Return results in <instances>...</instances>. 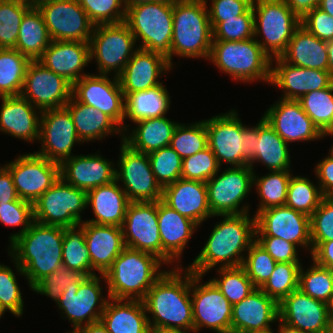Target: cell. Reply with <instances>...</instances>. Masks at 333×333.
I'll return each mask as SVG.
<instances>
[{"label":"cell","instance_id":"obj_1","mask_svg":"<svg viewBox=\"0 0 333 333\" xmlns=\"http://www.w3.org/2000/svg\"><path fill=\"white\" fill-rule=\"evenodd\" d=\"M183 268L167 269L142 300L151 330L194 333L191 270Z\"/></svg>","mask_w":333,"mask_h":333},{"label":"cell","instance_id":"obj_2","mask_svg":"<svg viewBox=\"0 0 333 333\" xmlns=\"http://www.w3.org/2000/svg\"><path fill=\"white\" fill-rule=\"evenodd\" d=\"M223 220L213 226L206 244L187 267L193 273L204 275L219 268L242 266L245 253L255 241L256 218L250 213L220 215ZM244 253V254H243Z\"/></svg>","mask_w":333,"mask_h":333},{"label":"cell","instance_id":"obj_3","mask_svg":"<svg viewBox=\"0 0 333 333\" xmlns=\"http://www.w3.org/2000/svg\"><path fill=\"white\" fill-rule=\"evenodd\" d=\"M64 228L34 221L29 229L8 246L16 272L31 289L43 277L62 265Z\"/></svg>","mask_w":333,"mask_h":333},{"label":"cell","instance_id":"obj_4","mask_svg":"<svg viewBox=\"0 0 333 333\" xmlns=\"http://www.w3.org/2000/svg\"><path fill=\"white\" fill-rule=\"evenodd\" d=\"M163 264L153 254L125 247L104 274L108 296L142 301L152 285L167 271L160 268Z\"/></svg>","mask_w":333,"mask_h":333},{"label":"cell","instance_id":"obj_5","mask_svg":"<svg viewBox=\"0 0 333 333\" xmlns=\"http://www.w3.org/2000/svg\"><path fill=\"white\" fill-rule=\"evenodd\" d=\"M205 0H178L173 3V35L170 66L173 56L180 58H209L213 40Z\"/></svg>","mask_w":333,"mask_h":333},{"label":"cell","instance_id":"obj_6","mask_svg":"<svg viewBox=\"0 0 333 333\" xmlns=\"http://www.w3.org/2000/svg\"><path fill=\"white\" fill-rule=\"evenodd\" d=\"M272 58L253 37L241 41L212 40L208 61L236 82L270 83ZM259 80V81H258Z\"/></svg>","mask_w":333,"mask_h":333},{"label":"cell","instance_id":"obj_7","mask_svg":"<svg viewBox=\"0 0 333 333\" xmlns=\"http://www.w3.org/2000/svg\"><path fill=\"white\" fill-rule=\"evenodd\" d=\"M125 23L135 41H141L138 48L160 53L170 64L173 4L148 2L128 7Z\"/></svg>","mask_w":333,"mask_h":333},{"label":"cell","instance_id":"obj_8","mask_svg":"<svg viewBox=\"0 0 333 333\" xmlns=\"http://www.w3.org/2000/svg\"><path fill=\"white\" fill-rule=\"evenodd\" d=\"M252 8L254 38L271 58L280 57L301 25V19L284 0H253Z\"/></svg>","mask_w":333,"mask_h":333},{"label":"cell","instance_id":"obj_9","mask_svg":"<svg viewBox=\"0 0 333 333\" xmlns=\"http://www.w3.org/2000/svg\"><path fill=\"white\" fill-rule=\"evenodd\" d=\"M135 37L125 23L95 25L89 40L90 61H96L99 75L118 77L138 49Z\"/></svg>","mask_w":333,"mask_h":333},{"label":"cell","instance_id":"obj_10","mask_svg":"<svg viewBox=\"0 0 333 333\" xmlns=\"http://www.w3.org/2000/svg\"><path fill=\"white\" fill-rule=\"evenodd\" d=\"M87 192L66 183L61 177L33 204L34 221L63 228L83 222Z\"/></svg>","mask_w":333,"mask_h":333},{"label":"cell","instance_id":"obj_11","mask_svg":"<svg viewBox=\"0 0 333 333\" xmlns=\"http://www.w3.org/2000/svg\"><path fill=\"white\" fill-rule=\"evenodd\" d=\"M219 172L206 182L209 209L213 217L250 213V205L243 203V200L250 194L251 187H254L255 171L245 165L227 167Z\"/></svg>","mask_w":333,"mask_h":333},{"label":"cell","instance_id":"obj_12","mask_svg":"<svg viewBox=\"0 0 333 333\" xmlns=\"http://www.w3.org/2000/svg\"><path fill=\"white\" fill-rule=\"evenodd\" d=\"M117 160L116 181L121 184L130 202L162 200L163 188L157 182L148 154L133 150L123 139Z\"/></svg>","mask_w":333,"mask_h":333},{"label":"cell","instance_id":"obj_13","mask_svg":"<svg viewBox=\"0 0 333 333\" xmlns=\"http://www.w3.org/2000/svg\"><path fill=\"white\" fill-rule=\"evenodd\" d=\"M101 279L106 280L104 274L85 276L79 286H68L55 303L73 326L72 330L99 322L105 309L108 295L102 296ZM107 298V299H106ZM97 307V308H96ZM63 312V313H62Z\"/></svg>","mask_w":333,"mask_h":333},{"label":"cell","instance_id":"obj_14","mask_svg":"<svg viewBox=\"0 0 333 333\" xmlns=\"http://www.w3.org/2000/svg\"><path fill=\"white\" fill-rule=\"evenodd\" d=\"M72 96L78 102L105 113L123 133L130 129L125 123V96L118 77L113 75L110 79L108 75L90 73L72 85Z\"/></svg>","mask_w":333,"mask_h":333},{"label":"cell","instance_id":"obj_15","mask_svg":"<svg viewBox=\"0 0 333 333\" xmlns=\"http://www.w3.org/2000/svg\"><path fill=\"white\" fill-rule=\"evenodd\" d=\"M202 277L191 271L194 333L202 328L231 333L232 305L211 280L199 283Z\"/></svg>","mask_w":333,"mask_h":333},{"label":"cell","instance_id":"obj_16","mask_svg":"<svg viewBox=\"0 0 333 333\" xmlns=\"http://www.w3.org/2000/svg\"><path fill=\"white\" fill-rule=\"evenodd\" d=\"M208 133V147L216 156L220 167L228 163L231 167L249 165L245 154L243 122L238 112L232 109L226 113L205 119Z\"/></svg>","mask_w":333,"mask_h":333},{"label":"cell","instance_id":"obj_17","mask_svg":"<svg viewBox=\"0 0 333 333\" xmlns=\"http://www.w3.org/2000/svg\"><path fill=\"white\" fill-rule=\"evenodd\" d=\"M4 166L12 175L18 197L32 204L60 177V164L35 152L19 155Z\"/></svg>","mask_w":333,"mask_h":333},{"label":"cell","instance_id":"obj_18","mask_svg":"<svg viewBox=\"0 0 333 333\" xmlns=\"http://www.w3.org/2000/svg\"><path fill=\"white\" fill-rule=\"evenodd\" d=\"M37 8L52 41L89 42L95 25L78 0H49Z\"/></svg>","mask_w":333,"mask_h":333},{"label":"cell","instance_id":"obj_19","mask_svg":"<svg viewBox=\"0 0 333 333\" xmlns=\"http://www.w3.org/2000/svg\"><path fill=\"white\" fill-rule=\"evenodd\" d=\"M38 141L41 148L35 153L58 164L73 156L76 143H83L65 107L41 111Z\"/></svg>","mask_w":333,"mask_h":333},{"label":"cell","instance_id":"obj_20","mask_svg":"<svg viewBox=\"0 0 333 333\" xmlns=\"http://www.w3.org/2000/svg\"><path fill=\"white\" fill-rule=\"evenodd\" d=\"M20 95L40 111L62 108L72 96V84L38 60H31Z\"/></svg>","mask_w":333,"mask_h":333},{"label":"cell","instance_id":"obj_21","mask_svg":"<svg viewBox=\"0 0 333 333\" xmlns=\"http://www.w3.org/2000/svg\"><path fill=\"white\" fill-rule=\"evenodd\" d=\"M255 236H274L312 253L310 217L286 205L270 207L256 216ZM299 245V246H298Z\"/></svg>","mask_w":333,"mask_h":333},{"label":"cell","instance_id":"obj_22","mask_svg":"<svg viewBox=\"0 0 333 333\" xmlns=\"http://www.w3.org/2000/svg\"><path fill=\"white\" fill-rule=\"evenodd\" d=\"M121 228L126 247L161 259L157 202H130Z\"/></svg>","mask_w":333,"mask_h":333},{"label":"cell","instance_id":"obj_23","mask_svg":"<svg viewBox=\"0 0 333 333\" xmlns=\"http://www.w3.org/2000/svg\"><path fill=\"white\" fill-rule=\"evenodd\" d=\"M264 120L289 145L323 139V134L313 124L298 100H279L265 111Z\"/></svg>","mask_w":333,"mask_h":333},{"label":"cell","instance_id":"obj_24","mask_svg":"<svg viewBox=\"0 0 333 333\" xmlns=\"http://www.w3.org/2000/svg\"><path fill=\"white\" fill-rule=\"evenodd\" d=\"M279 320L304 333H328V303L304 294L291 292L278 304Z\"/></svg>","mask_w":333,"mask_h":333},{"label":"cell","instance_id":"obj_25","mask_svg":"<svg viewBox=\"0 0 333 333\" xmlns=\"http://www.w3.org/2000/svg\"><path fill=\"white\" fill-rule=\"evenodd\" d=\"M275 65H274V63ZM271 86L280 87L283 99L298 100L311 91L325 89L333 83L329 71L304 68L288 64L280 57L271 60Z\"/></svg>","mask_w":333,"mask_h":333},{"label":"cell","instance_id":"obj_26","mask_svg":"<svg viewBox=\"0 0 333 333\" xmlns=\"http://www.w3.org/2000/svg\"><path fill=\"white\" fill-rule=\"evenodd\" d=\"M116 164L101 153L73 155L60 164V177L86 192L116 180Z\"/></svg>","mask_w":333,"mask_h":333},{"label":"cell","instance_id":"obj_27","mask_svg":"<svg viewBox=\"0 0 333 333\" xmlns=\"http://www.w3.org/2000/svg\"><path fill=\"white\" fill-rule=\"evenodd\" d=\"M279 319L278 303L256 288L239 303L232 305L231 333L273 331Z\"/></svg>","mask_w":333,"mask_h":333},{"label":"cell","instance_id":"obj_28","mask_svg":"<svg viewBox=\"0 0 333 333\" xmlns=\"http://www.w3.org/2000/svg\"><path fill=\"white\" fill-rule=\"evenodd\" d=\"M157 215L161 238V260L169 266L178 261L175 267L182 266L179 263H181L183 251L199 226L171 209L162 200L157 201Z\"/></svg>","mask_w":333,"mask_h":333},{"label":"cell","instance_id":"obj_29","mask_svg":"<svg viewBox=\"0 0 333 333\" xmlns=\"http://www.w3.org/2000/svg\"><path fill=\"white\" fill-rule=\"evenodd\" d=\"M172 69L164 55L138 48L118 76L121 90L126 96L154 88L162 84L159 79L163 73L166 75Z\"/></svg>","mask_w":333,"mask_h":333},{"label":"cell","instance_id":"obj_30","mask_svg":"<svg viewBox=\"0 0 333 333\" xmlns=\"http://www.w3.org/2000/svg\"><path fill=\"white\" fill-rule=\"evenodd\" d=\"M162 201L198 226L213 218L209 209L206 182L180 178L163 188Z\"/></svg>","mask_w":333,"mask_h":333},{"label":"cell","instance_id":"obj_31","mask_svg":"<svg viewBox=\"0 0 333 333\" xmlns=\"http://www.w3.org/2000/svg\"><path fill=\"white\" fill-rule=\"evenodd\" d=\"M38 61L73 85L90 74L83 71L91 63L89 42L52 41Z\"/></svg>","mask_w":333,"mask_h":333},{"label":"cell","instance_id":"obj_32","mask_svg":"<svg viewBox=\"0 0 333 333\" xmlns=\"http://www.w3.org/2000/svg\"><path fill=\"white\" fill-rule=\"evenodd\" d=\"M0 99V131L22 141H38L41 111L21 95Z\"/></svg>","mask_w":333,"mask_h":333},{"label":"cell","instance_id":"obj_33","mask_svg":"<svg viewBox=\"0 0 333 333\" xmlns=\"http://www.w3.org/2000/svg\"><path fill=\"white\" fill-rule=\"evenodd\" d=\"M84 232L91 267L99 274H105L126 247L122 228L84 222Z\"/></svg>","mask_w":333,"mask_h":333},{"label":"cell","instance_id":"obj_34","mask_svg":"<svg viewBox=\"0 0 333 333\" xmlns=\"http://www.w3.org/2000/svg\"><path fill=\"white\" fill-rule=\"evenodd\" d=\"M129 203L125 191L116 180L98 186L87 192V206L91 207L95 218L83 222L121 227Z\"/></svg>","mask_w":333,"mask_h":333},{"label":"cell","instance_id":"obj_35","mask_svg":"<svg viewBox=\"0 0 333 333\" xmlns=\"http://www.w3.org/2000/svg\"><path fill=\"white\" fill-rule=\"evenodd\" d=\"M100 321L109 333H150L143 301L108 298Z\"/></svg>","mask_w":333,"mask_h":333},{"label":"cell","instance_id":"obj_36","mask_svg":"<svg viewBox=\"0 0 333 333\" xmlns=\"http://www.w3.org/2000/svg\"><path fill=\"white\" fill-rule=\"evenodd\" d=\"M280 58L295 66L328 71L327 41L300 25Z\"/></svg>","mask_w":333,"mask_h":333},{"label":"cell","instance_id":"obj_37","mask_svg":"<svg viewBox=\"0 0 333 333\" xmlns=\"http://www.w3.org/2000/svg\"><path fill=\"white\" fill-rule=\"evenodd\" d=\"M64 107L69 111L77 135L83 143L103 140L112 134H119L123 139L121 128L102 111L78 102L73 96Z\"/></svg>","mask_w":333,"mask_h":333},{"label":"cell","instance_id":"obj_38","mask_svg":"<svg viewBox=\"0 0 333 333\" xmlns=\"http://www.w3.org/2000/svg\"><path fill=\"white\" fill-rule=\"evenodd\" d=\"M178 123L168 119L166 115L142 119L134 123L137 126L132 128L133 130L128 129L124 132L123 141L133 150L148 154L170 145Z\"/></svg>","mask_w":333,"mask_h":333},{"label":"cell","instance_id":"obj_39","mask_svg":"<svg viewBox=\"0 0 333 333\" xmlns=\"http://www.w3.org/2000/svg\"><path fill=\"white\" fill-rule=\"evenodd\" d=\"M255 146V156L249 162L253 171L255 162L265 165L269 171L291 170L289 145L263 117L259 120V136Z\"/></svg>","mask_w":333,"mask_h":333},{"label":"cell","instance_id":"obj_40","mask_svg":"<svg viewBox=\"0 0 333 333\" xmlns=\"http://www.w3.org/2000/svg\"><path fill=\"white\" fill-rule=\"evenodd\" d=\"M169 91L162 84L125 96V118L133 123L146 118L165 116L170 110L172 101Z\"/></svg>","mask_w":333,"mask_h":333},{"label":"cell","instance_id":"obj_41","mask_svg":"<svg viewBox=\"0 0 333 333\" xmlns=\"http://www.w3.org/2000/svg\"><path fill=\"white\" fill-rule=\"evenodd\" d=\"M51 42L40 10L32 6L22 19L15 49L30 60H38Z\"/></svg>","mask_w":333,"mask_h":333},{"label":"cell","instance_id":"obj_42","mask_svg":"<svg viewBox=\"0 0 333 333\" xmlns=\"http://www.w3.org/2000/svg\"><path fill=\"white\" fill-rule=\"evenodd\" d=\"M30 62L15 48H0V97L21 94Z\"/></svg>","mask_w":333,"mask_h":333},{"label":"cell","instance_id":"obj_43","mask_svg":"<svg viewBox=\"0 0 333 333\" xmlns=\"http://www.w3.org/2000/svg\"><path fill=\"white\" fill-rule=\"evenodd\" d=\"M62 265L85 276L95 275L91 267L89 251L85 243L84 222L74 227L64 228L62 243Z\"/></svg>","mask_w":333,"mask_h":333},{"label":"cell","instance_id":"obj_44","mask_svg":"<svg viewBox=\"0 0 333 333\" xmlns=\"http://www.w3.org/2000/svg\"><path fill=\"white\" fill-rule=\"evenodd\" d=\"M269 172L264 176H257L256 172L253 174V185L260 197L254 216L264 209L286 204L291 170Z\"/></svg>","mask_w":333,"mask_h":333},{"label":"cell","instance_id":"obj_45","mask_svg":"<svg viewBox=\"0 0 333 333\" xmlns=\"http://www.w3.org/2000/svg\"><path fill=\"white\" fill-rule=\"evenodd\" d=\"M298 101L323 137L333 136V83L325 89L306 93Z\"/></svg>","mask_w":333,"mask_h":333},{"label":"cell","instance_id":"obj_46","mask_svg":"<svg viewBox=\"0 0 333 333\" xmlns=\"http://www.w3.org/2000/svg\"><path fill=\"white\" fill-rule=\"evenodd\" d=\"M324 197L318 184L303 175L292 174L285 205L310 217Z\"/></svg>","mask_w":333,"mask_h":333},{"label":"cell","instance_id":"obj_47","mask_svg":"<svg viewBox=\"0 0 333 333\" xmlns=\"http://www.w3.org/2000/svg\"><path fill=\"white\" fill-rule=\"evenodd\" d=\"M219 276L210 279L231 305L239 303L250 295L256 287L242 267L216 268Z\"/></svg>","mask_w":333,"mask_h":333},{"label":"cell","instance_id":"obj_48","mask_svg":"<svg viewBox=\"0 0 333 333\" xmlns=\"http://www.w3.org/2000/svg\"><path fill=\"white\" fill-rule=\"evenodd\" d=\"M184 159L208 147V133L204 120L189 125L178 123L169 145Z\"/></svg>","mask_w":333,"mask_h":333},{"label":"cell","instance_id":"obj_49","mask_svg":"<svg viewBox=\"0 0 333 333\" xmlns=\"http://www.w3.org/2000/svg\"><path fill=\"white\" fill-rule=\"evenodd\" d=\"M33 5L28 0H0V48H15L24 14Z\"/></svg>","mask_w":333,"mask_h":333},{"label":"cell","instance_id":"obj_50","mask_svg":"<svg viewBox=\"0 0 333 333\" xmlns=\"http://www.w3.org/2000/svg\"><path fill=\"white\" fill-rule=\"evenodd\" d=\"M305 270L301 265L299 271V289L310 297L328 303L333 295V270L317 265L312 261Z\"/></svg>","mask_w":333,"mask_h":333},{"label":"cell","instance_id":"obj_51","mask_svg":"<svg viewBox=\"0 0 333 333\" xmlns=\"http://www.w3.org/2000/svg\"><path fill=\"white\" fill-rule=\"evenodd\" d=\"M301 265L277 262L271 276L260 289L279 304L291 292L299 289Z\"/></svg>","mask_w":333,"mask_h":333},{"label":"cell","instance_id":"obj_52","mask_svg":"<svg viewBox=\"0 0 333 333\" xmlns=\"http://www.w3.org/2000/svg\"><path fill=\"white\" fill-rule=\"evenodd\" d=\"M85 275L76 270H70L64 265L58 267L53 273L39 280L31 290L37 294L45 295L54 302H58L66 287L79 286Z\"/></svg>","mask_w":333,"mask_h":333},{"label":"cell","instance_id":"obj_53","mask_svg":"<svg viewBox=\"0 0 333 333\" xmlns=\"http://www.w3.org/2000/svg\"><path fill=\"white\" fill-rule=\"evenodd\" d=\"M151 168L162 188L181 178L182 158L170 146L148 153Z\"/></svg>","mask_w":333,"mask_h":333},{"label":"cell","instance_id":"obj_54","mask_svg":"<svg viewBox=\"0 0 333 333\" xmlns=\"http://www.w3.org/2000/svg\"><path fill=\"white\" fill-rule=\"evenodd\" d=\"M246 253L242 267L254 286L261 288L271 276L277 262L256 241Z\"/></svg>","mask_w":333,"mask_h":333},{"label":"cell","instance_id":"obj_55","mask_svg":"<svg viewBox=\"0 0 333 333\" xmlns=\"http://www.w3.org/2000/svg\"><path fill=\"white\" fill-rule=\"evenodd\" d=\"M94 25L125 22L124 0H78Z\"/></svg>","mask_w":333,"mask_h":333},{"label":"cell","instance_id":"obj_56","mask_svg":"<svg viewBox=\"0 0 333 333\" xmlns=\"http://www.w3.org/2000/svg\"><path fill=\"white\" fill-rule=\"evenodd\" d=\"M219 170L216 156L212 150L207 147L204 150L182 159L181 178L185 180H193L207 182Z\"/></svg>","mask_w":333,"mask_h":333},{"label":"cell","instance_id":"obj_57","mask_svg":"<svg viewBox=\"0 0 333 333\" xmlns=\"http://www.w3.org/2000/svg\"><path fill=\"white\" fill-rule=\"evenodd\" d=\"M254 28V13L251 6L244 14L220 22L213 29V40H248L254 37Z\"/></svg>","mask_w":333,"mask_h":333},{"label":"cell","instance_id":"obj_58","mask_svg":"<svg viewBox=\"0 0 333 333\" xmlns=\"http://www.w3.org/2000/svg\"><path fill=\"white\" fill-rule=\"evenodd\" d=\"M34 222L33 204L18 198L0 206V223L12 227H22L20 231L13 233L8 242L25 233ZM22 225V226H21Z\"/></svg>","mask_w":333,"mask_h":333},{"label":"cell","instance_id":"obj_59","mask_svg":"<svg viewBox=\"0 0 333 333\" xmlns=\"http://www.w3.org/2000/svg\"><path fill=\"white\" fill-rule=\"evenodd\" d=\"M16 275L8 265L0 264V304L16 317H22L24 311L23 295L17 283Z\"/></svg>","mask_w":333,"mask_h":333},{"label":"cell","instance_id":"obj_60","mask_svg":"<svg viewBox=\"0 0 333 333\" xmlns=\"http://www.w3.org/2000/svg\"><path fill=\"white\" fill-rule=\"evenodd\" d=\"M311 241L333 240V196H325L310 216Z\"/></svg>","mask_w":333,"mask_h":333},{"label":"cell","instance_id":"obj_61","mask_svg":"<svg viewBox=\"0 0 333 333\" xmlns=\"http://www.w3.org/2000/svg\"><path fill=\"white\" fill-rule=\"evenodd\" d=\"M252 2L253 0H211L207 8L212 30L220 22L244 14L252 6Z\"/></svg>","mask_w":333,"mask_h":333},{"label":"cell","instance_id":"obj_62","mask_svg":"<svg viewBox=\"0 0 333 333\" xmlns=\"http://www.w3.org/2000/svg\"><path fill=\"white\" fill-rule=\"evenodd\" d=\"M255 241L280 263H302L297 246L274 236H255Z\"/></svg>","mask_w":333,"mask_h":333},{"label":"cell","instance_id":"obj_63","mask_svg":"<svg viewBox=\"0 0 333 333\" xmlns=\"http://www.w3.org/2000/svg\"><path fill=\"white\" fill-rule=\"evenodd\" d=\"M301 25L320 40H333V17L318 7L301 19Z\"/></svg>","mask_w":333,"mask_h":333},{"label":"cell","instance_id":"obj_64","mask_svg":"<svg viewBox=\"0 0 333 333\" xmlns=\"http://www.w3.org/2000/svg\"><path fill=\"white\" fill-rule=\"evenodd\" d=\"M314 171L322 194L333 196V156L328 153L327 157L317 163Z\"/></svg>","mask_w":333,"mask_h":333},{"label":"cell","instance_id":"obj_65","mask_svg":"<svg viewBox=\"0 0 333 333\" xmlns=\"http://www.w3.org/2000/svg\"><path fill=\"white\" fill-rule=\"evenodd\" d=\"M311 260L317 265L333 270V240L312 242Z\"/></svg>","mask_w":333,"mask_h":333},{"label":"cell","instance_id":"obj_66","mask_svg":"<svg viewBox=\"0 0 333 333\" xmlns=\"http://www.w3.org/2000/svg\"><path fill=\"white\" fill-rule=\"evenodd\" d=\"M18 198L10 171L0 166V206Z\"/></svg>","mask_w":333,"mask_h":333},{"label":"cell","instance_id":"obj_67","mask_svg":"<svg viewBox=\"0 0 333 333\" xmlns=\"http://www.w3.org/2000/svg\"><path fill=\"white\" fill-rule=\"evenodd\" d=\"M259 136V122L253 126H247L243 123V137H244V146L245 154L251 160L255 156V143L256 138Z\"/></svg>","mask_w":333,"mask_h":333},{"label":"cell","instance_id":"obj_68","mask_svg":"<svg viewBox=\"0 0 333 333\" xmlns=\"http://www.w3.org/2000/svg\"><path fill=\"white\" fill-rule=\"evenodd\" d=\"M286 5L302 19L308 12L317 8L319 0H284Z\"/></svg>","mask_w":333,"mask_h":333},{"label":"cell","instance_id":"obj_69","mask_svg":"<svg viewBox=\"0 0 333 333\" xmlns=\"http://www.w3.org/2000/svg\"><path fill=\"white\" fill-rule=\"evenodd\" d=\"M77 331L79 333H109L101 321L83 326Z\"/></svg>","mask_w":333,"mask_h":333},{"label":"cell","instance_id":"obj_70","mask_svg":"<svg viewBox=\"0 0 333 333\" xmlns=\"http://www.w3.org/2000/svg\"><path fill=\"white\" fill-rule=\"evenodd\" d=\"M276 322H279V324H278L279 328H277L278 333H304L303 331H301L297 328H293V327L285 324L284 322H282L279 319ZM273 333H275V331H273Z\"/></svg>","mask_w":333,"mask_h":333},{"label":"cell","instance_id":"obj_71","mask_svg":"<svg viewBox=\"0 0 333 333\" xmlns=\"http://www.w3.org/2000/svg\"><path fill=\"white\" fill-rule=\"evenodd\" d=\"M317 7L333 17V0H319Z\"/></svg>","mask_w":333,"mask_h":333},{"label":"cell","instance_id":"obj_72","mask_svg":"<svg viewBox=\"0 0 333 333\" xmlns=\"http://www.w3.org/2000/svg\"><path fill=\"white\" fill-rule=\"evenodd\" d=\"M328 49V71L333 77V40L327 41Z\"/></svg>","mask_w":333,"mask_h":333},{"label":"cell","instance_id":"obj_73","mask_svg":"<svg viewBox=\"0 0 333 333\" xmlns=\"http://www.w3.org/2000/svg\"><path fill=\"white\" fill-rule=\"evenodd\" d=\"M148 2H151V0H124V4H125L126 9L128 7H131V6H134V5H137V4L148 3Z\"/></svg>","mask_w":333,"mask_h":333},{"label":"cell","instance_id":"obj_74","mask_svg":"<svg viewBox=\"0 0 333 333\" xmlns=\"http://www.w3.org/2000/svg\"><path fill=\"white\" fill-rule=\"evenodd\" d=\"M150 333H189L186 331H173V330H151Z\"/></svg>","mask_w":333,"mask_h":333},{"label":"cell","instance_id":"obj_75","mask_svg":"<svg viewBox=\"0 0 333 333\" xmlns=\"http://www.w3.org/2000/svg\"><path fill=\"white\" fill-rule=\"evenodd\" d=\"M328 314L330 318H333V295L331 296V299L328 302Z\"/></svg>","mask_w":333,"mask_h":333},{"label":"cell","instance_id":"obj_76","mask_svg":"<svg viewBox=\"0 0 333 333\" xmlns=\"http://www.w3.org/2000/svg\"><path fill=\"white\" fill-rule=\"evenodd\" d=\"M178 0H151V2H161V3H167V4H173Z\"/></svg>","mask_w":333,"mask_h":333},{"label":"cell","instance_id":"obj_77","mask_svg":"<svg viewBox=\"0 0 333 333\" xmlns=\"http://www.w3.org/2000/svg\"><path fill=\"white\" fill-rule=\"evenodd\" d=\"M33 6H37L38 4L49 1V0H28Z\"/></svg>","mask_w":333,"mask_h":333},{"label":"cell","instance_id":"obj_78","mask_svg":"<svg viewBox=\"0 0 333 333\" xmlns=\"http://www.w3.org/2000/svg\"><path fill=\"white\" fill-rule=\"evenodd\" d=\"M328 333H333V318H330Z\"/></svg>","mask_w":333,"mask_h":333},{"label":"cell","instance_id":"obj_79","mask_svg":"<svg viewBox=\"0 0 333 333\" xmlns=\"http://www.w3.org/2000/svg\"><path fill=\"white\" fill-rule=\"evenodd\" d=\"M7 311L1 306L0 304V319L2 316H4V314L6 313Z\"/></svg>","mask_w":333,"mask_h":333},{"label":"cell","instance_id":"obj_80","mask_svg":"<svg viewBox=\"0 0 333 333\" xmlns=\"http://www.w3.org/2000/svg\"><path fill=\"white\" fill-rule=\"evenodd\" d=\"M248 333H273V331H268V332H248Z\"/></svg>","mask_w":333,"mask_h":333}]
</instances>
